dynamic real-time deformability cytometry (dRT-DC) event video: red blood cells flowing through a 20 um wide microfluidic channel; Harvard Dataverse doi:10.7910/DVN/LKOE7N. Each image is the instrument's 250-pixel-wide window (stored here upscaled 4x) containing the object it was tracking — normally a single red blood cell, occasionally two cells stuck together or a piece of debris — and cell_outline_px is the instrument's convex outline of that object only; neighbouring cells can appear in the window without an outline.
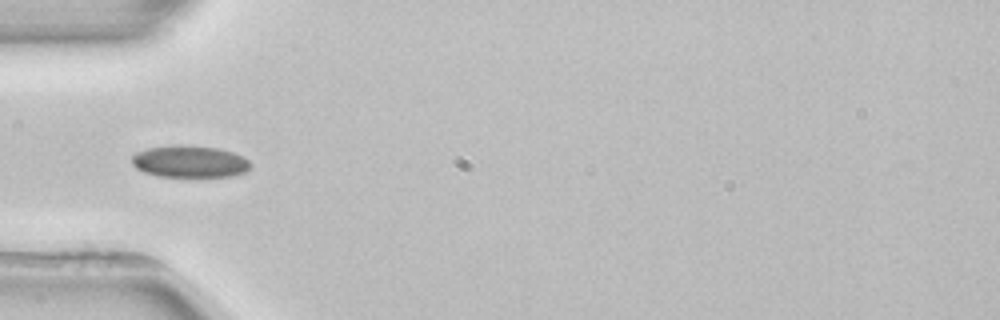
{"species": "common noctule bat (a hibernating species)", "species_latin": "Nyctalus noctula", "temperature_condition": "room temperature", "stored_images_in_passage": 4, "camera_frame_rate_fps": 3000, "um_per_image_px": 0.085, "animal": {"sex": "female", "body_mass_g": 22.7, "forearm_length_mm": 54.2}, "frame": {"image": 1, "passage_image": 4, "time_ms": 4.333, "image_size_px": [1000, 320], "cell_outline_px": [[252, 168], [244, 172], [232, 176], [160, 176], [144, 172], [136, 168], [132, 164], [132, 156], [136, 152], [148, 148], [220, 148], [244, 156], [252, 164]], "centroid_in_image_um": [16.18, 13.78], "position_along_channel_um": 68.8, "area_um2": 21.15}}